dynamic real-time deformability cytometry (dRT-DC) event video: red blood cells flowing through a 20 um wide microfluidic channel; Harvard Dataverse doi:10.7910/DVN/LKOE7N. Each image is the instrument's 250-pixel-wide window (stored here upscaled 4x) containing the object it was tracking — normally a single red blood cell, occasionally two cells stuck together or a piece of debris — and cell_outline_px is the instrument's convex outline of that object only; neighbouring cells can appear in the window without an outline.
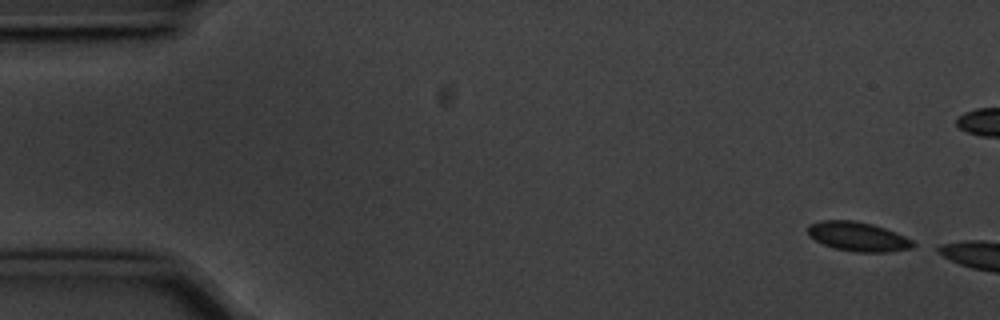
{"species": "common noctule bat (a hibernating species)", "species_latin": "Nyctalus noctula", "temperature_condition": "cold", "stored_images_in_passage": 10, "camera_frame_rate_fps": 3000, "um_per_image_px": 0.085, "animal": {"sex": "male", "body_mass_g": 20.1, "forearm_length_mm": 53.5}, "frame": {"image": 1, "passage_image": 1, "time_ms": 0.0, "image_size_px": [1000, 320], "cell_outline_px": [[916, 248], [888, 252], [856, 252], [836, 248], [824, 244], [808, 236], [808, 224], [820, 220], [852, 220], [872, 224], [896, 232], [912, 240], [916, 244]], "centroid_in_image_um": [72.95, 20.11], "position_along_channel_um": 12.1, "area_um2": 18.03}}